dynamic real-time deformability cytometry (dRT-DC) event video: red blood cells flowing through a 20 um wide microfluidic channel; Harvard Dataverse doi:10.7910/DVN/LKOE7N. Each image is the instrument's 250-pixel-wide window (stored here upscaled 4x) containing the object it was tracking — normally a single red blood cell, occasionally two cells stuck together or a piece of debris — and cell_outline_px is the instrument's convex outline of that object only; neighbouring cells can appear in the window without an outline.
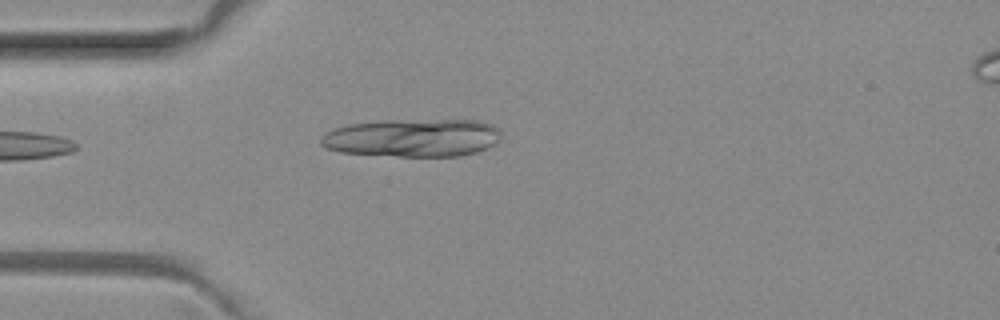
{"species": "common noctule bat (a hibernating species)", "species_latin": "Nyctalus noctula", "temperature_condition": "room temperature", "stored_images_in_passage": 3, "camera_frame_rate_fps": 3000, "um_per_image_px": 0.085, "animal": {"sex": "female", "body_mass_g": 29.2, "forearm_length_mm": 56.3}, "frame": {"image": 1, "passage_image": 3, "time_ms": 0.667, "image_size_px": [1000, 320], "cell_outline_px": [[500, 140], [496, 144], [488, 148], [476, 152], [460, 156], [400, 156], [340, 152], [328, 148], [320, 144], [320, 136], [336, 128], [348, 124], [384, 120], [480, 120], [492, 124], [500, 128]], "centroid_in_image_um": [35.13, 11.7], "position_along_channel_um": 49.9, "area_um2": 40.17}}